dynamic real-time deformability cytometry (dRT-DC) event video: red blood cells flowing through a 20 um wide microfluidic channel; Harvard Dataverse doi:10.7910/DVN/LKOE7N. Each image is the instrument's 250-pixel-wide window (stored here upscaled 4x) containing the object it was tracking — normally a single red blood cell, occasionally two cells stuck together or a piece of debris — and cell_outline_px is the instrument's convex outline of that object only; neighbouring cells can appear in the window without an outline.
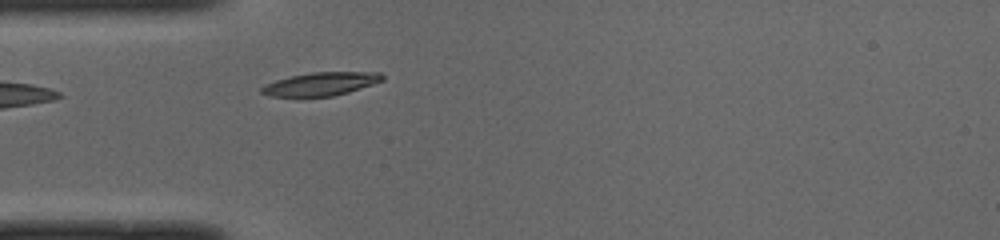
{"species": "common noctule bat (a hibernating species)", "species_latin": "Nyctalus noctula", "temperature_condition": "cold", "stored_images_in_passage": 31, "camera_frame_rate_fps": 3000, "um_per_image_px": 0.085, "animal": {"sex": "male", "body_mass_g": 19.0, "forearm_length_mm": 50.8}, "frame": {"image": 1, "passage_image": 1, "time_ms": 0.0, "image_size_px": [1000, 240], "cell_outline_px": [[384, 80], [348, 92], [332, 96], [268, 96], [260, 92], [260, 88], [276, 80], [292, 76], [312, 72], [380, 72], [384, 76]], "centroid_in_image_um": [27.29, 7.13], "position_along_channel_um": 57.7, "area_um2": 16.13}}
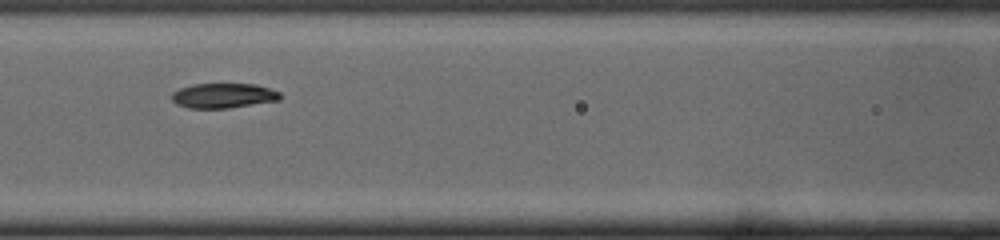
{"frame": {"image": 2, "passage_image": 8, "time_ms": 2.333, "image_size_px": [1000, 240], "cell_outline_px": [[280, 100], [228, 108], [188, 108], [176, 104], [172, 100], [172, 92], [180, 88], [192, 84], [256, 84], [280, 92]], "centroid_in_image_um": [18.96, 8.13], "position_along_channel_um": 147.6, "area_um2": 15.66}}
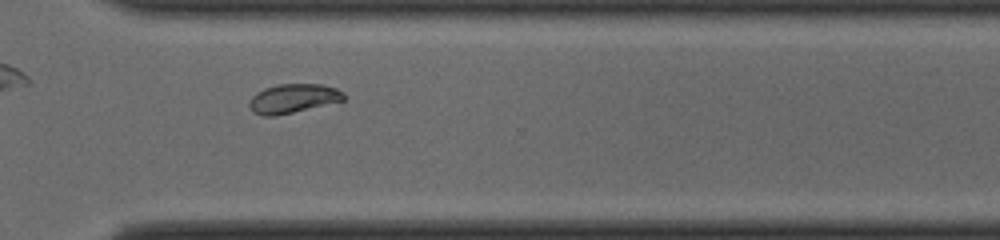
{"frame": {"image": 3, "passage_image": 23, "time_ms": 7.333, "image_size_px": [1000, 240], "cell_outline_px": [[344, 100], [276, 116], [264, 116], [252, 112], [248, 104], [248, 100], [256, 92], [264, 88], [280, 84], [320, 84], [336, 88], [344, 92]], "centroid_in_image_um": [24.86, 8.37], "position_along_channel_um": 345.7, "area_um2": 16.01}, "authors_computed_cell_mechanics": {"area_um2": 15.7794, "velocity_mm_per_s": 3.9466, "shape_relaxation_time_tau1_ms": 3.5853, "shape_relaxation_time_tau2_ms": 3.1763, "deformation_change_tau1": 0.1687, "deformation_change_tau2": 0.0526}}